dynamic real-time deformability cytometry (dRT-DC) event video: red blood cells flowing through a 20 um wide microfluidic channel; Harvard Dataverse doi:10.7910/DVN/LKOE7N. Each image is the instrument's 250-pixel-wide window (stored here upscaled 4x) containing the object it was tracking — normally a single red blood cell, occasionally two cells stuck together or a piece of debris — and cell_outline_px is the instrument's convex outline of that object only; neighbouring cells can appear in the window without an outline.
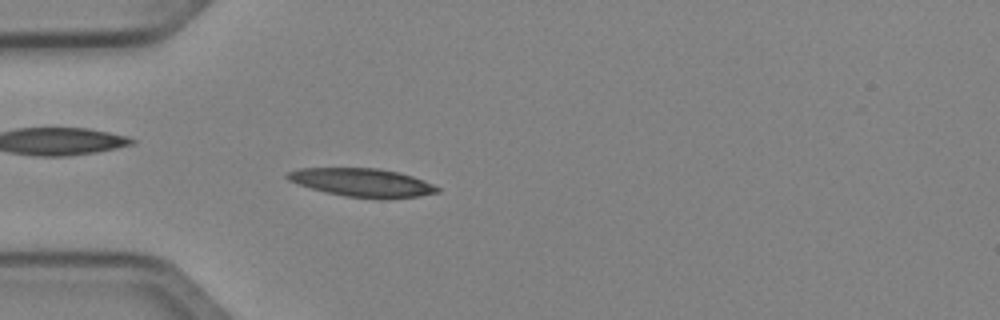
{"species": "Egyptian fruit bat (a non-hibernating species)", "species_latin": "Rousettus aegyptiacus", "temperature_condition": "cold", "stored_images_in_passage": 50, "camera_frame_rate_fps": 3000, "um_per_image_px": 0.085, "animal": {"sex": "female"}, "frame": {"image": 1, "passage_image": 14, "time_ms": 4.333, "image_size_px": [1000, 320], "cell_outline_px": [[440, 192], [420, 196], [380, 200], [344, 196], [312, 188], [288, 180], [284, 176], [288, 172], [300, 168], [380, 168], [400, 172], [424, 180], [440, 188]], "centroid_in_image_um": [30.84, 15.52], "position_along_channel_um": 54.2, "area_um2": 24.97}}
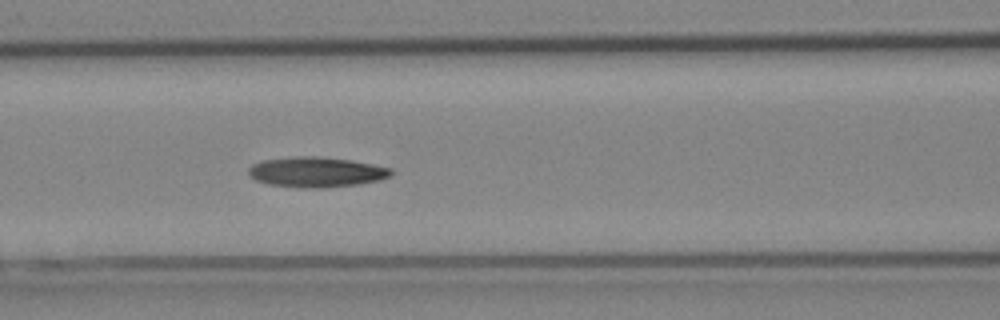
{"frame": {"image": 2, "passage_image": 21, "time_ms": 6.667, "image_size_px": [1000, 320], "cell_outline_px": [[392, 176], [380, 180], [356, 184], [320, 188], [300, 188], [268, 184], [256, 180], [248, 172], [248, 168], [252, 164], [264, 160], [296, 156], [316, 156], [352, 160], [392, 168]], "centroid_in_image_um": [26.9, 14.62], "position_along_channel_um": 139.7, "area_um2": 25.09}}
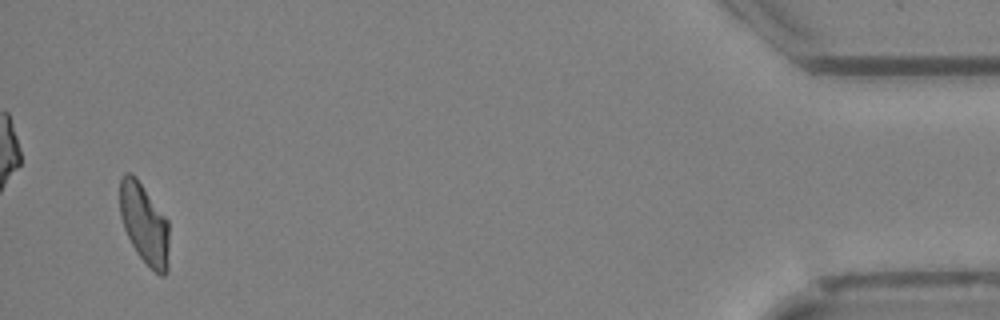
{"frame": {"image": 3, "passage_image": 48, "time_ms": 15.667, "image_size_px": [1000, 320], "cell_outline_px": [[168, 268], [164, 276], [160, 276], [136, 252], [124, 228], [120, 216], [120, 180], [124, 172], [132, 172], [136, 176], [168, 220]], "centroid_in_image_um": [12.26, 18.98], "position_along_channel_um": 422.9, "area_um2": 23.0}, "authors_computed_cell_mechanics": {"area_um2": 23.8714, "velocity_mm_per_s": 4.0182, "shape_relaxation_time_tau1_ms": 6.6254, "shape_relaxation_time_tau2_ms": 4.3451, "deformation_change_tau1": 0.1685, "deformation_change_tau2": 0.1175}}